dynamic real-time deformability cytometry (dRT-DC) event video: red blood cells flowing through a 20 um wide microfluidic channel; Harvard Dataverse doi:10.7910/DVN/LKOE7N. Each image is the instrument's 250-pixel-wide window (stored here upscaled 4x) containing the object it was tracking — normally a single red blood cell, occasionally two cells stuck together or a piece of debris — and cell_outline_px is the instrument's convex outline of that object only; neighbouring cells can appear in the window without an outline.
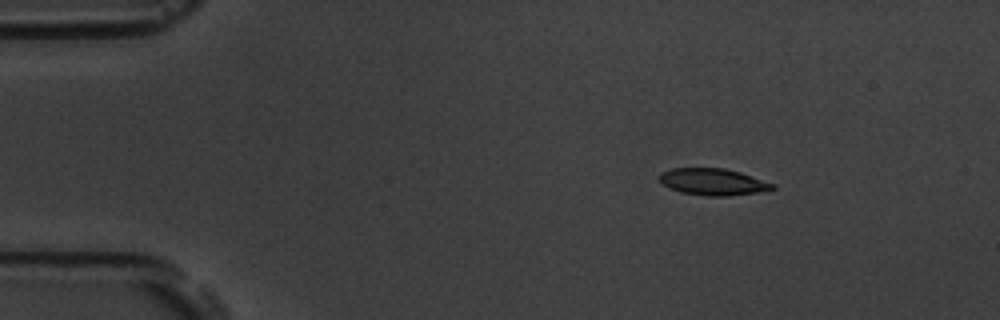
{"species": "common noctule bat (a hibernating species)", "species_latin": "Nyctalus noctula", "temperature_condition": "room temperature", "stored_images_in_passage": 11, "camera_frame_rate_fps": 3000, "um_per_image_px": 0.085, "animal": {"sex": "male", "body_mass_g": 19.5, "forearm_length_mm": 54.6}, "frame": {"image": 1, "passage_image": 2, "time_ms": 2.333, "image_size_px": [1000, 320], "cell_outline_px": [[776, 188], [760, 192], [728, 196], [708, 196], [680, 192], [664, 184], [656, 176], [660, 172], [672, 168], [724, 168], [740, 172], [776, 184]], "centroid_in_image_um": [60.61, 15.45], "position_along_channel_um": 24.4, "area_um2": 17.69}}
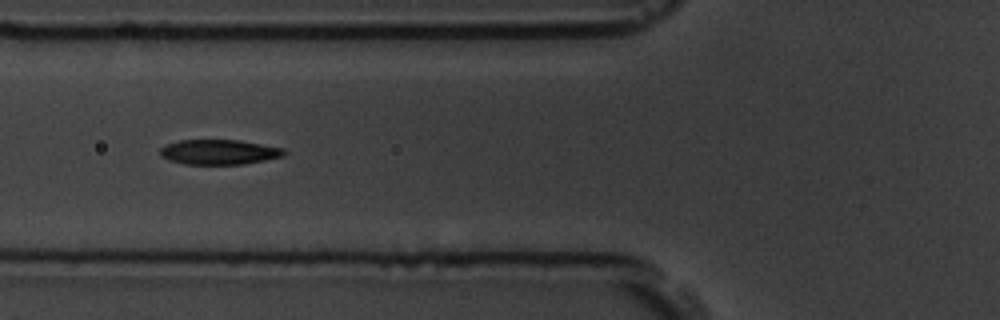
{"frame": {"image": 2, "passage_image": 6, "time_ms": 6.667, "image_size_px": [1000, 320], "cell_outline_px": [[288, 152], [284, 156], [244, 164], [184, 164], [168, 160], [160, 156], [160, 148], [168, 144], [180, 140], [240, 140], [284, 148]], "centroid_in_image_um": [18.64, 12.92], "position_along_channel_um": 107.2, "area_um2": 18.09}}
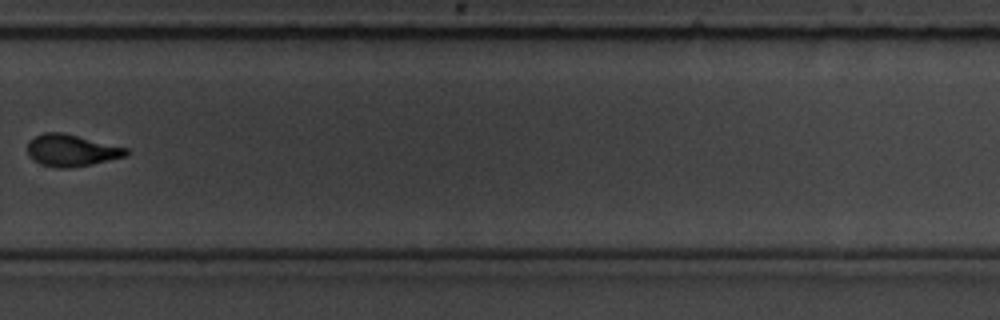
{"frame": {"image": 3, "passage_image": 11, "time_ms": 12.667, "image_size_px": [1000, 320], "cell_outline_px": [[128, 156], [92, 164], [72, 168], [56, 168], [40, 164], [32, 160], [28, 156], [28, 144], [36, 136], [44, 132], [64, 132], [128, 148]], "centroid_in_image_um": [6.08, 12.79], "position_along_channel_um": 323.7, "area_um2": 18.5}}